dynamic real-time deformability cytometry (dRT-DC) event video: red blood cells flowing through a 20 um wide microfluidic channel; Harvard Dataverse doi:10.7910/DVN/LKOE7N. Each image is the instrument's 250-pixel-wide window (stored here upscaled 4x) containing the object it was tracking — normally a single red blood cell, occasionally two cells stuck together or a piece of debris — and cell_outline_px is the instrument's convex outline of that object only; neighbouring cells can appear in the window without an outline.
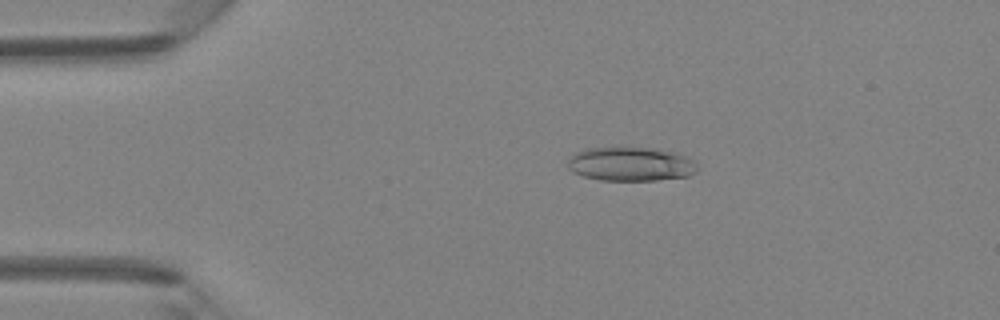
{"species": "Egyptian fruit bat (a non-hibernating species)", "species_latin": "Rousettus aegyptiacus", "temperature_condition": "room temperature", "stored_images_in_passage": 4, "camera_frame_rate_fps": 3000, "um_per_image_px": 0.085, "animal": {"sex": "female"}, "frame": {"image": 1, "passage_image": 3, "time_ms": 2.333, "image_size_px": [1000, 320], "cell_outline_px": [[696, 172], [688, 176], [656, 180], [600, 180], [584, 176], [572, 172], [568, 168], [568, 160], [576, 152], [588, 148], [656, 148], [676, 152], [692, 160], [696, 168]], "centroid_in_image_um": [53.59, 13.95], "position_along_channel_um": 31.4, "area_um2": 25.43}}